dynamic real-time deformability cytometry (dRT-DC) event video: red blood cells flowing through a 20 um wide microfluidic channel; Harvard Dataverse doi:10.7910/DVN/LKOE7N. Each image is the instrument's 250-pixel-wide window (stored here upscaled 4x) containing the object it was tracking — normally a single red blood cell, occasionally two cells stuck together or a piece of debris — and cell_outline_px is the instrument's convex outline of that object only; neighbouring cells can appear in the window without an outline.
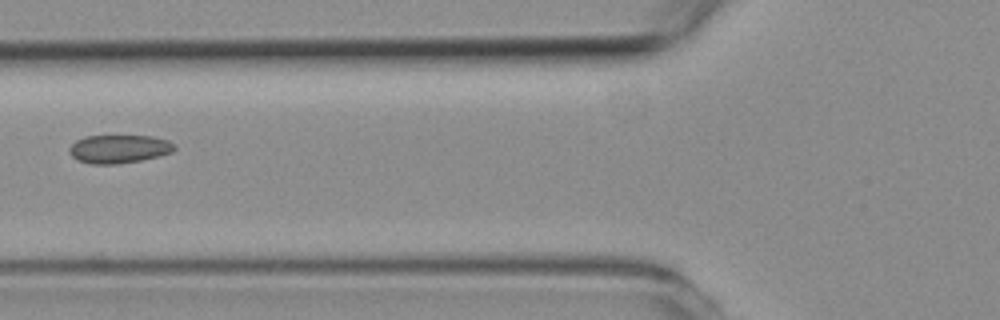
{"species": "common noctule bat (a hibernating species)", "species_latin": "Nyctalus noctula", "temperature_condition": "room temperature", "stored_images_in_passage": 3, "camera_frame_rate_fps": 3000, "um_per_image_px": 0.085, "animal": {"sex": "female", "body_mass_g": 19.3, "forearm_length_mm": 54.1}, "frame": {"image": 1, "passage_image": 3, "time_ms": 2.333, "image_size_px": [1000, 320], "cell_outline_px": [[176, 148], [172, 152], [140, 160], [116, 164], [88, 164], [76, 160], [68, 152], [68, 148], [76, 140], [84, 136], [152, 136], [168, 140], [176, 144]], "centroid_in_image_um": [10.08, 12.66], "position_along_channel_um": 115.7, "area_um2": 17.46}}